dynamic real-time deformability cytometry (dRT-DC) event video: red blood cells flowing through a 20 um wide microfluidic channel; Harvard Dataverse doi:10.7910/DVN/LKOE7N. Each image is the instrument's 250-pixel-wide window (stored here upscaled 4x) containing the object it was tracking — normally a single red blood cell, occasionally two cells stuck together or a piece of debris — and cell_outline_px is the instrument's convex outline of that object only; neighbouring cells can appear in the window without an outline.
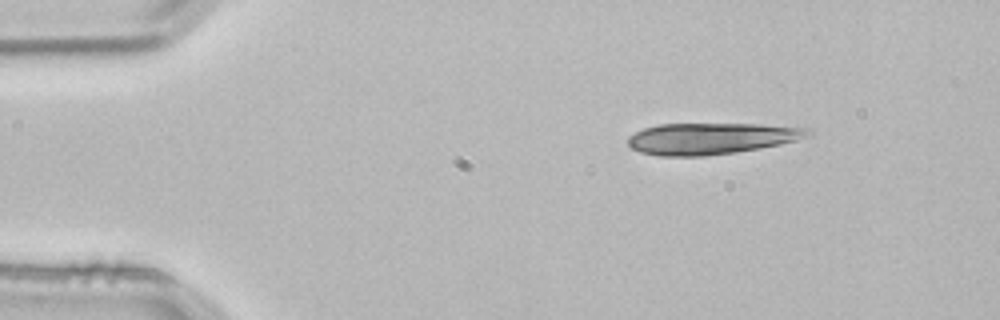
{"species": "common noctule bat (a hibernating species)", "species_latin": "Nyctalus noctula", "temperature_condition": "room temperature", "stored_images_in_passage": 4, "camera_frame_rate_fps": 3000, "um_per_image_px": 0.085, "animal": {"sex": "male", "body_mass_g": 21.5, "forearm_length_mm": 52.0}, "frame": {"image": 1, "passage_image": 1, "time_ms": 0.0, "image_size_px": [1000, 320], "cell_outline_px": [[812, 132], [808, 136], [796, 140], [780, 144], [760, 148], [736, 152], [704, 156], [660, 156], [640, 152], [632, 148], [628, 144], [628, 136], [644, 128], [656, 124], [764, 124], [812, 128]], "centroid_in_image_um": [60.46, 11.76], "position_along_channel_um": 24.5, "area_um2": 33.06}}